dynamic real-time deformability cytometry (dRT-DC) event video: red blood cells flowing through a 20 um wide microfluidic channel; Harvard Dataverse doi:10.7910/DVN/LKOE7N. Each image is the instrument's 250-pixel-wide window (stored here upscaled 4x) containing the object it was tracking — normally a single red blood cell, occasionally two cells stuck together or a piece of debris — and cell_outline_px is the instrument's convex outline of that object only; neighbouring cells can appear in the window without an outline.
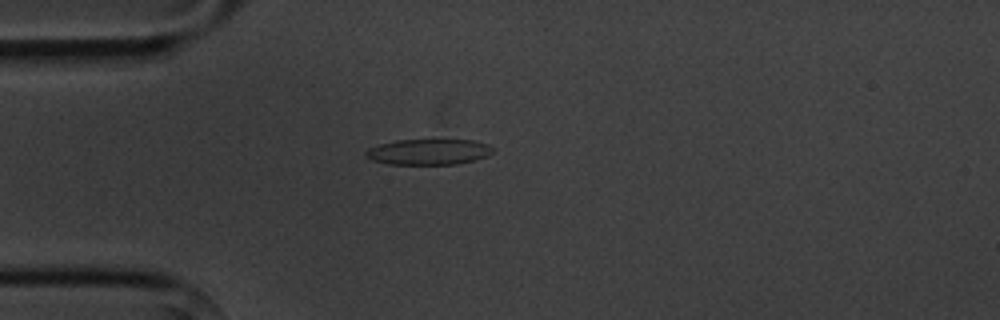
{"species": "common noctule bat (a hibernating species)", "species_latin": "Nyctalus noctula", "temperature_condition": "cold", "stored_images_in_passage": 3, "camera_frame_rate_fps": 3000, "um_per_image_px": 0.085, "animal": {"sex": "male", "body_mass_g": 20.1, "forearm_length_mm": 53.5}, "frame": {"image": 1, "passage_image": 3, "time_ms": 2.333, "image_size_px": [1000, 320], "cell_outline_px": [[496, 148], [492, 152], [476, 160], [456, 164], [388, 164], [372, 160], [364, 156], [364, 152], [368, 148], [380, 144], [396, 140], [472, 140], [488, 144]], "centroid_in_image_um": [36.42, 12.91], "position_along_channel_um": 48.6, "area_um2": 19.07}}